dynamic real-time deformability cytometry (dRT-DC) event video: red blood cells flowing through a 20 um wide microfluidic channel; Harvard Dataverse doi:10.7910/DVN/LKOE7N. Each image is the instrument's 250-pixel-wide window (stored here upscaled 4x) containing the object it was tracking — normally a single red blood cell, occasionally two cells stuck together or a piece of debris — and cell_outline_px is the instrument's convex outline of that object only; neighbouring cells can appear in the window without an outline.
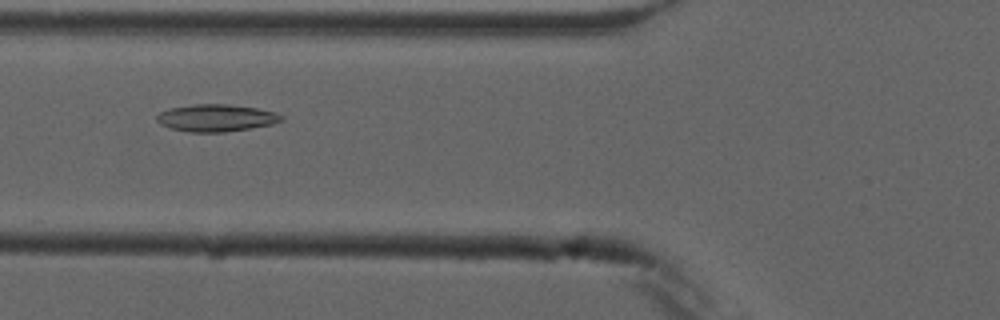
{"species": "common noctule bat (a hibernating species)", "species_latin": "Nyctalus noctula", "temperature_condition": "cold", "stored_images_in_passage": 5, "camera_frame_rate_fps": 3000, "um_per_image_px": 0.085, "animal": {"sex": "male", "forearm_length_mm": 52.5}, "frame": {"image": 1, "passage_image": 4, "time_ms": 3.667, "image_size_px": [1000, 320], "cell_outline_px": [[284, 120], [272, 124], [224, 132], [188, 132], [172, 128], [160, 124], [156, 120], [156, 116], [160, 112], [168, 108], [192, 104], [228, 104], [256, 108], [276, 112], [284, 116]], "centroid_in_image_um": [18.36, 10.01], "position_along_channel_um": 107.4, "area_um2": 19.77}}
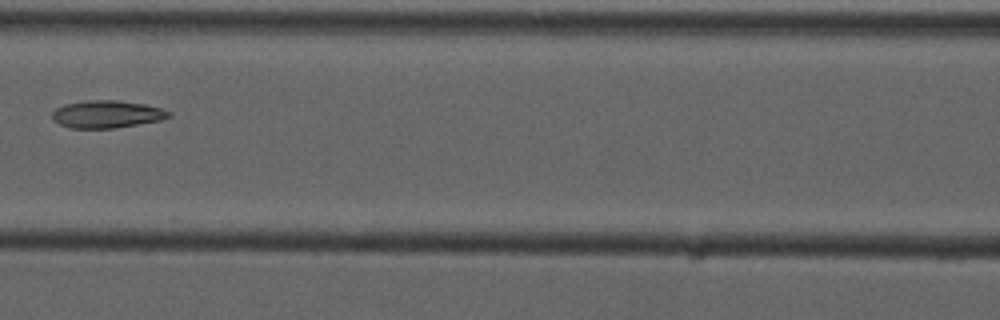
{"frame": {"image": 2, "passage_image": 5, "time_ms": 5.0, "image_size_px": [1000, 320], "cell_outline_px": [[172, 116], [160, 120], [112, 128], [72, 128], [60, 124], [52, 116], [52, 112], [56, 108], [64, 104], [88, 100], [120, 100], [144, 104], [160, 108], [172, 112]], "centroid_in_image_um": [9.1, 9.69], "position_along_channel_um": 157.5, "area_um2": 18.5}}